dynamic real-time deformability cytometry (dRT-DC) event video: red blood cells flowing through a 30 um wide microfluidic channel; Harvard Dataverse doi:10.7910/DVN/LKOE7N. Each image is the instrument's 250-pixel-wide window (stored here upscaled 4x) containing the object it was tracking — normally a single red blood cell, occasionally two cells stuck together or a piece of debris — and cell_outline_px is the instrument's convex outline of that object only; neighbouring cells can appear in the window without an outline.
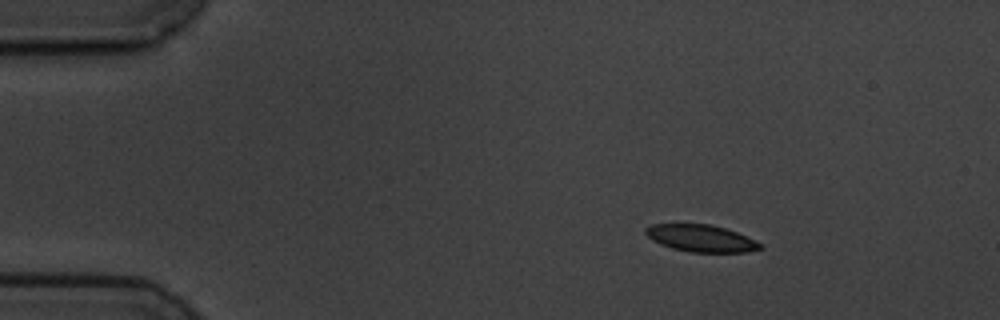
{"species": "common noctule bat (a hibernating species)", "species_latin": "Nyctalus noctula", "temperature_condition": "cold", "stored_images_in_passage": 3, "camera_frame_rate_fps": 3000, "um_per_image_px": 0.085, "animal": {"sex": "male", "body_mass_g": 19.5, "forearm_length_mm": 54.6}, "frame": {"image": 1, "passage_image": 1, "time_ms": 0.0, "image_size_px": [1000, 320], "cell_outline_px": [[764, 248], [748, 252], [692, 252], [672, 248], [660, 244], [652, 240], [644, 232], [644, 228], [652, 224], [708, 224], [724, 228], [736, 232], [764, 244]], "centroid_in_image_um": [59.6, 20.26], "position_along_channel_um": 25.4, "area_um2": 18.03}}